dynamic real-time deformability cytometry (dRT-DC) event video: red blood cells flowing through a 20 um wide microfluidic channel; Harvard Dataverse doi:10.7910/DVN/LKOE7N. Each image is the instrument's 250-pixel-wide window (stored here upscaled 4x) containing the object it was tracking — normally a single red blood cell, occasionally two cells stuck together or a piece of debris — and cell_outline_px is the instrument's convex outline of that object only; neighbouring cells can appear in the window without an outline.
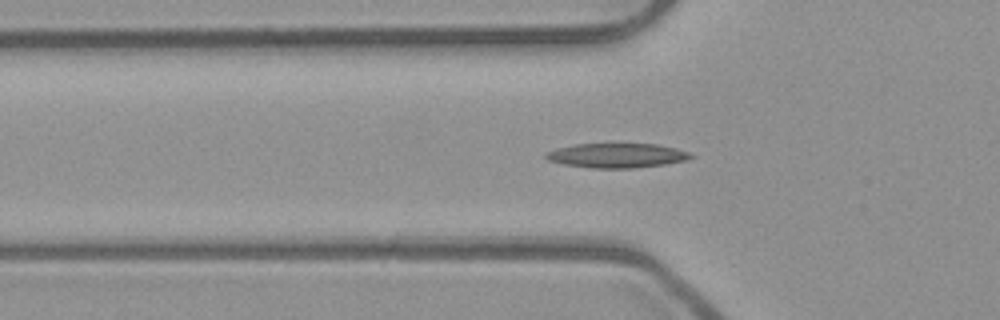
{"species": "common noctule bat (a hibernating species)", "species_latin": "Nyctalus noctula", "temperature_condition": "room temperature", "stored_images_in_passage": 48, "segment_of_instrument_passage": [1, 2], "camera_frame_rate_fps": 3000, "um_per_image_px": 0.085, "animal": {"sex": "male", "body_mass_g": 23.1, "forearm_length_mm": 52.7}, "frame": {"image": 1, "passage_image": 12, "time_ms": 3.667, "image_size_px": [1000, 320], "cell_outline_px": [[696, 156], [688, 160], [664, 164], [632, 168], [592, 168], [564, 164], [548, 160], [544, 156], [548, 152], [556, 148], [576, 144], [656, 144], [676, 148], [688, 152]], "centroid_in_image_um": [52.46, 13.22], "position_along_channel_um": 73.3, "area_um2": 20.58}}
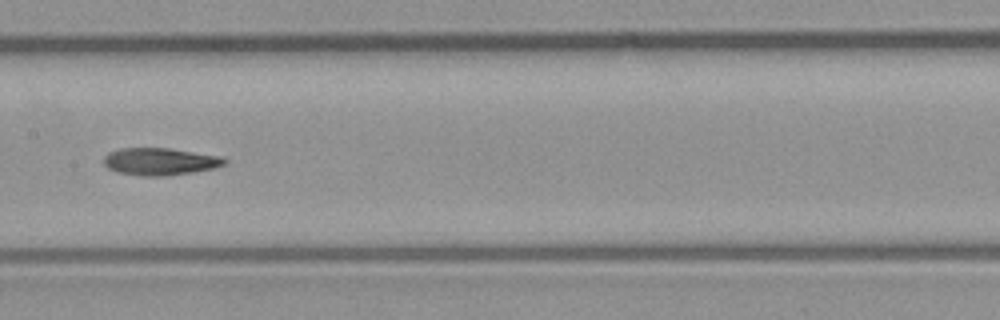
{"frame": {"image": 2, "passage_image": 21, "time_ms": 6.667, "image_size_px": [1000, 320], "cell_outline_px": [[228, 160], [224, 164], [212, 168], [192, 172], [164, 176], [144, 176], [116, 172], [108, 168], [104, 164], [104, 156], [108, 152], [120, 148], [168, 148], [224, 156]], "centroid_in_image_um": [13.59, 13.72], "position_along_channel_um": 193.8, "area_um2": 19.25}}
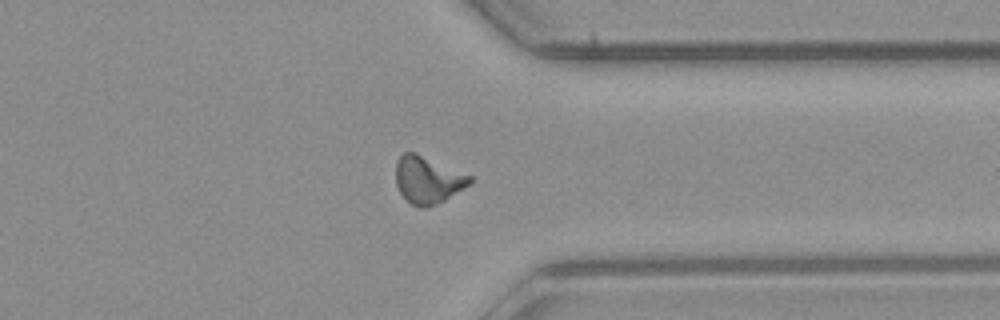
{"frame": {"image": 3, "passage_image": 35, "time_ms": 11.333, "image_size_px": [1000, 320], "cell_outline_px": [[472, 180], [464, 188], [444, 200], [424, 208], [420, 208], [412, 204], [400, 192], [396, 184], [396, 160], [404, 152], [416, 152], [472, 176]], "centroid_in_image_um": [36.34, 15.27], "position_along_channel_um": 375.1, "area_um2": 20.11}}